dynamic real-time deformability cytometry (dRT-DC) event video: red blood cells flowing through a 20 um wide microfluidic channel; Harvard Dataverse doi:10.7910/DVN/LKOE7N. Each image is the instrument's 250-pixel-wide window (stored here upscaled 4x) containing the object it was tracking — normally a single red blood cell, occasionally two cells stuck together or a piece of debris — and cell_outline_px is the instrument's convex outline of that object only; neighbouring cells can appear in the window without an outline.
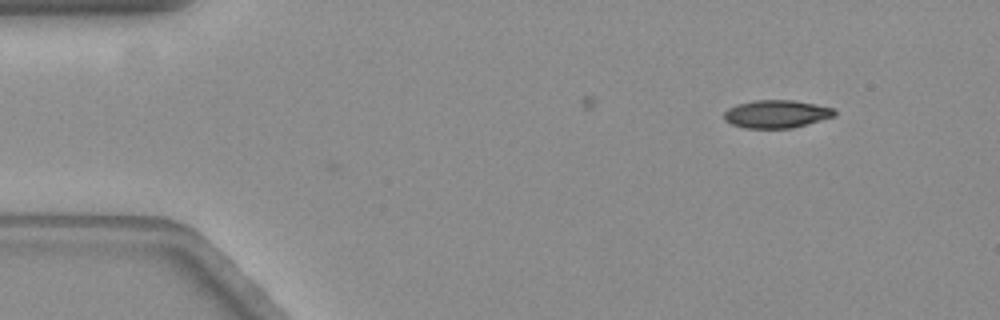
{"species": "common noctule bat (a hibernating species)", "species_latin": "Nyctalus noctula", "temperature_condition": "warm", "stored_images_in_passage": 9, "camera_frame_rate_fps": 3000, "um_per_image_px": 0.085, "animal": {"sex": "female", "body_mass_g": 19.3, "forearm_length_mm": 54.1}, "frame": {"image": 1, "passage_image": 9, "time_ms": 2.667, "image_size_px": [1000, 320], "cell_outline_px": [[836, 116], [792, 128], [744, 128], [732, 124], [724, 120], [724, 112], [728, 108], [736, 104], [752, 100], [792, 100], [816, 104], [832, 108], [836, 112]], "centroid_in_image_um": [65.98, 9.68], "position_along_channel_um": 19.0, "area_um2": 18.03}}